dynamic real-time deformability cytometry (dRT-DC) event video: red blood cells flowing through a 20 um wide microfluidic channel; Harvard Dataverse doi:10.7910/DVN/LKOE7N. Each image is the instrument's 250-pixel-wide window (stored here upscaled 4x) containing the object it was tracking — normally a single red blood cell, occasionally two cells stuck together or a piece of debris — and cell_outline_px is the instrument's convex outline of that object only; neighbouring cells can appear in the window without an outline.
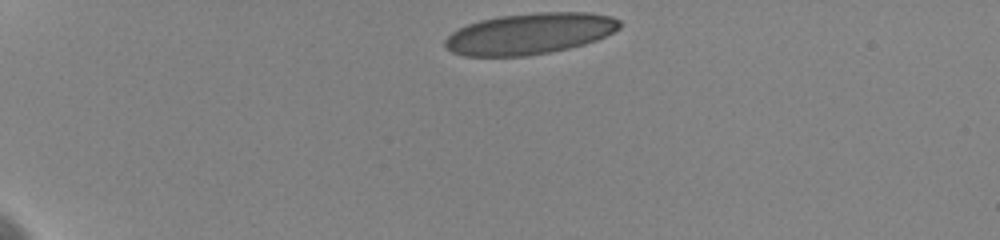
{"species": "human", "species_latin": "Homo sapiens", "temperature_condition": "cold", "stored_images_in_passage": 24, "camera_frame_rate_fps": 3000, "um_per_image_px": 0.085, "donor": {"sex": "female"}, "frame": {"image": 1, "passage_image": 1, "time_ms": 0.0, "image_size_px": [1000, 240], "cell_outline_px": [[620, 28], [596, 40], [584, 44], [568, 48], [528, 56], [464, 56], [452, 52], [444, 48], [444, 40], [452, 32], [468, 24], [480, 20], [500, 16], [536, 12], [588, 12], [612, 16], [620, 20]], "centroid_in_image_um": [45.01, 2.86], "position_along_channel_um": 40.0, "area_um2": 41.91}}
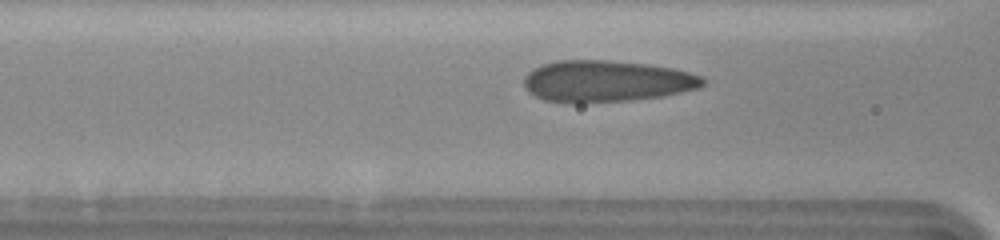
{"frame": {"image": 2, "passage_image": 13, "time_ms": 4.0, "image_size_px": [1000, 240], "cell_outline_px": [[704, 84], [700, 88], [664, 96], [632, 100], [580, 104], [568, 104], [544, 100], [528, 92], [524, 88], [524, 76], [532, 68], [556, 60], [608, 60], [648, 64], [672, 68], [688, 72], [700, 76], [704, 80]], "centroid_in_image_um": [51.5, 6.92], "position_along_channel_um": 115.1, "area_um2": 43.87}}